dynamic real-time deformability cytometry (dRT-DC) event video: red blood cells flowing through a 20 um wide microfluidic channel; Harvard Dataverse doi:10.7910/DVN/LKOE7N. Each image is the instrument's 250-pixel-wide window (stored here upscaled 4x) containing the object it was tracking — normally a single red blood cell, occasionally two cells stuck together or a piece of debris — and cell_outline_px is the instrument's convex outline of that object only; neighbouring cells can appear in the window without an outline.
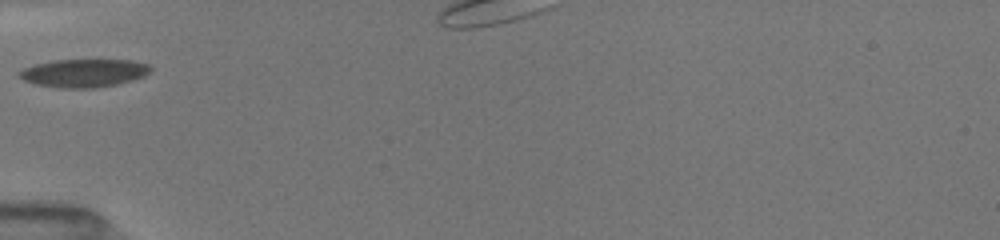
{"species": "common noctule bat (a hibernating species)", "species_latin": "Nyctalus noctula", "temperature_condition": "room temperature", "stored_images_in_passage": 11, "segment_of_instrument_passage": [1, 2], "camera_frame_rate_fps": 3000, "um_per_image_px": 0.085, "animal": {"sex": "female", "body_mass_g": 19.5, "forearm_length_mm": 54.1}, "frame": {"image": 1, "passage_image": 1, "time_ms": 0.0, "image_size_px": [1000, 240], "cell_outline_px": [[152, 68], [144, 76], [132, 80], [116, 84], [96, 88], [56, 88], [32, 84], [24, 80], [16, 72], [24, 68], [36, 64], [56, 60], [132, 60], [148, 64]], "centroid_in_image_um": [7.1, 6.22], "position_along_channel_um": 77.9, "area_um2": 21.56}}
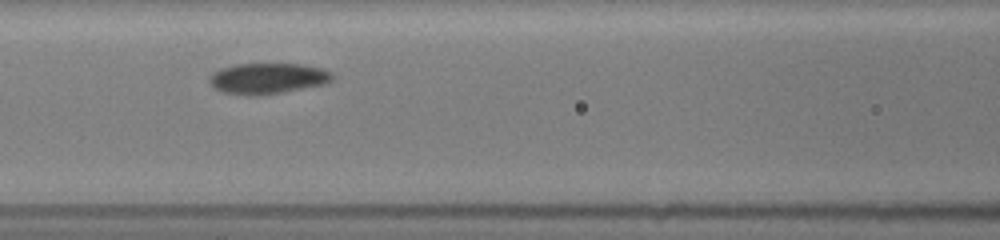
{"frame": {"image": 2, "passage_image": 5, "time_ms": 1.667, "image_size_px": [1000, 240], "cell_outline_px": [[332, 80], [324, 84], [260, 96], [248, 96], [224, 92], [216, 88], [208, 80], [212, 72], [220, 68], [236, 64], [300, 64], [320, 68], [332, 72]], "centroid_in_image_um": [22.72, 6.67], "position_along_channel_um": 143.9, "area_um2": 21.96}}
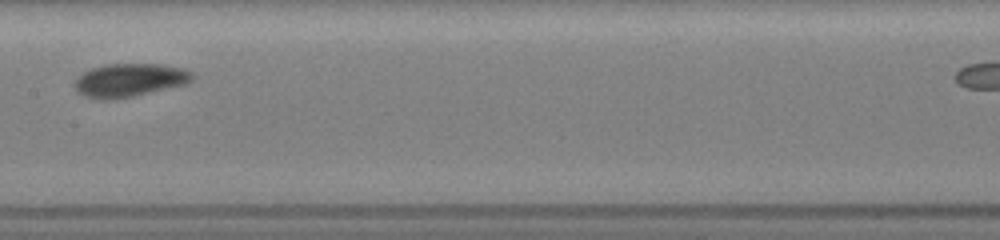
{"frame": {"image": 3, "passage_image": 8, "time_ms": 3.0, "image_size_px": [1000, 240], "cell_outline_px": [[192, 80], [188, 84], [132, 96], [108, 100], [104, 100], [84, 96], [76, 92], [72, 84], [84, 72], [92, 68], [104, 64], [160, 64], [180, 68], [192, 72]], "centroid_in_image_um": [10.98, 6.82], "position_along_channel_um": 196.4, "area_um2": 22.77}}